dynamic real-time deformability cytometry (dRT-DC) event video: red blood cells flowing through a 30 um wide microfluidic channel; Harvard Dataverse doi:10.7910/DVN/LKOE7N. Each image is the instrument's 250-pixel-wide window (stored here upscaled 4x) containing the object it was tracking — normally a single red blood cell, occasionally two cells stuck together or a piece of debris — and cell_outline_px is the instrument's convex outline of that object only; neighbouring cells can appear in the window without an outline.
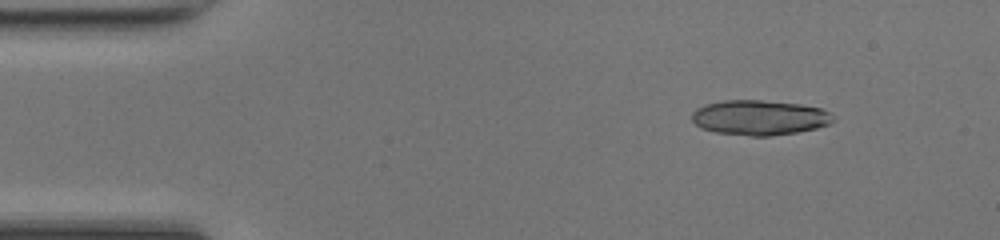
{"species": "common noctule bat (a hibernating species)", "species_latin": "Nyctalus noctula", "temperature_condition": "room temperature", "stored_images_in_passage": 43, "segment_of_instrument_passage": [1, 2], "camera_frame_rate_fps": 3000, "um_per_image_px": 0.085, "animal": {"sex": "female", "body_mass_g": 17.0, "forearm_length_mm": 48.0}, "frame": {"image": 1, "passage_image": 1, "time_ms": 0.0, "image_size_px": [1000, 240], "cell_outline_px": [[836, 120], [828, 124], [816, 128], [796, 132], [772, 136], [752, 136], [716, 132], [700, 128], [692, 120], [692, 112], [696, 108], [704, 104], [720, 100], [760, 100], [800, 104], [820, 108], [836, 116]], "centroid_in_image_um": [64.55, 9.99], "position_along_channel_um": 20.5, "area_um2": 28.96}}